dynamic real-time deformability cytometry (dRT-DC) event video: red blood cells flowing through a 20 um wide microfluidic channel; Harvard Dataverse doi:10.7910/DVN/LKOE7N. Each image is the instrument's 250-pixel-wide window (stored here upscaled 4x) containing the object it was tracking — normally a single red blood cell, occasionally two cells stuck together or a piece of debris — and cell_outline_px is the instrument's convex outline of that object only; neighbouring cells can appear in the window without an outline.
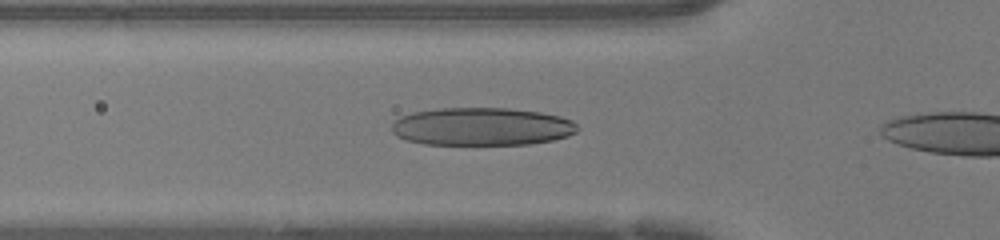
{"species": "human", "species_latin": "Homo sapiens", "temperature_condition": "warm", "stored_images_in_passage": 6, "camera_frame_rate_fps": 3000, "um_per_image_px": 0.085, "donor": {"sex": "female"}, "frame": {"image": 1, "passage_image": 4, "time_ms": 1.0, "image_size_px": [1000, 240], "cell_outline_px": [[580, 128], [576, 132], [568, 136], [552, 140], [528, 144], [424, 144], [408, 140], [396, 136], [392, 132], [392, 124], [400, 116], [412, 112], [440, 108], [508, 108], [540, 112], [560, 116], [572, 120]], "centroid_in_image_um": [40.96, 10.75], "position_along_channel_um": 84.8, "area_um2": 41.1}}